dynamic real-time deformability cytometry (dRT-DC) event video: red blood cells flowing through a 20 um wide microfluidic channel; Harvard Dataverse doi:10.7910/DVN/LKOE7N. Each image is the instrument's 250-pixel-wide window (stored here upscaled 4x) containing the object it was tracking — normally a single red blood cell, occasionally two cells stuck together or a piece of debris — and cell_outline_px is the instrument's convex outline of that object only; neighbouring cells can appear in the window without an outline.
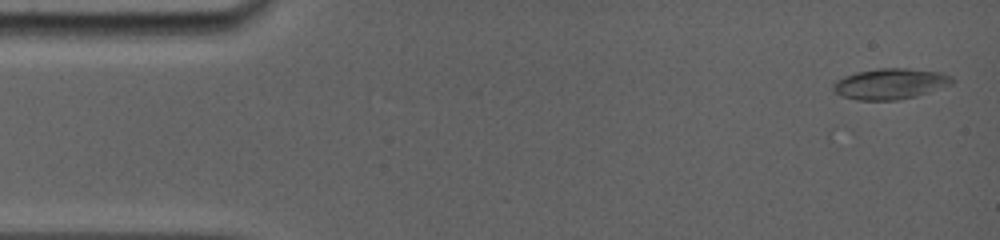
{"species": "common noctule bat (a hibernating species)", "species_latin": "Nyctalus noctula", "temperature_condition": "room temperature", "stored_images_in_passage": 6, "camera_frame_rate_fps": 5000, "um_per_image_px": 0.085, "animal": {"sex": "female", "body_mass_g": 19.0, "forearm_length_mm": 56.7}, "frame": {"image": 1, "passage_image": 1, "time_ms": 0.0, "image_size_px": [1000, 240], "cell_outline_px": [[956, 80], [952, 84], [916, 96], [896, 100], [856, 100], [840, 96], [832, 88], [832, 84], [836, 80], [844, 76], [856, 72], [876, 68], [904, 68], [940, 72], [952, 76]], "centroid_in_image_um": [75.65, 7.12], "position_along_channel_um": 9.3, "area_um2": 21.44}}